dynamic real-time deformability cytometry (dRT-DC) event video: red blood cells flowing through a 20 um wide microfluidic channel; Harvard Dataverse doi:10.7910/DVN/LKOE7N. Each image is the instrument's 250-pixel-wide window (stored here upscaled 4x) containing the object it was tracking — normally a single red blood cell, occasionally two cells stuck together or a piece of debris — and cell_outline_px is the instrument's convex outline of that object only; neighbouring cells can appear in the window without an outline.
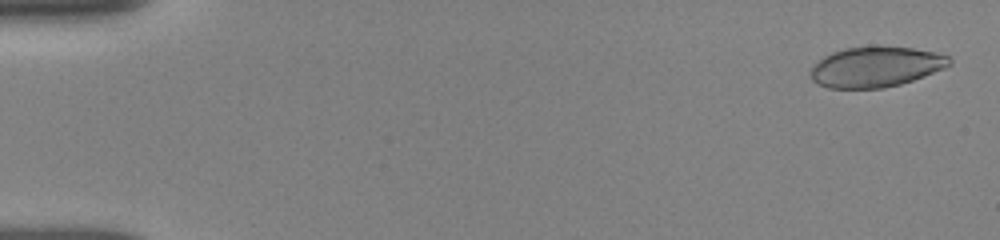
{"species": "human", "species_latin": "Homo sapiens", "temperature_condition": "room temperature", "stored_images_in_passage": 52, "camera_frame_rate_fps": 3000, "um_per_image_px": 0.085, "donor": {"sex": "female"}, "frame": {"image": 1, "passage_image": 2, "time_ms": 0.333, "image_size_px": [1000, 240], "cell_outline_px": [[952, 64], [944, 68], [924, 76], [900, 84], [884, 88], [828, 88], [816, 84], [812, 80], [808, 72], [824, 56], [832, 52], [844, 48], [912, 48], [932, 52], [948, 56], [952, 60]], "centroid_in_image_um": [74.41, 5.72], "position_along_channel_um": 10.6, "area_um2": 32.08}}
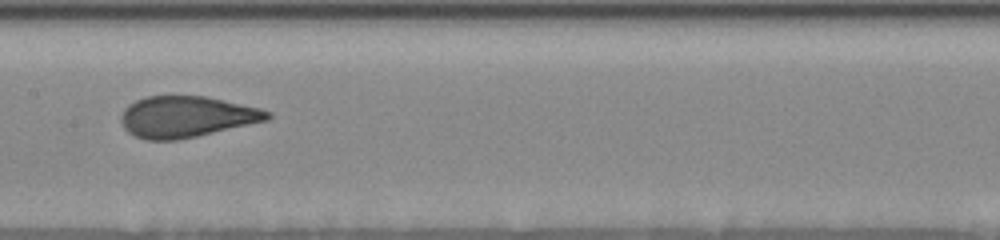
{"frame": {"image": 2, "passage_image": 27, "time_ms": 8.667, "image_size_px": [1000, 240], "cell_outline_px": [[272, 116], [268, 120], [196, 136], [176, 140], [144, 140], [128, 132], [124, 128], [120, 120], [120, 116], [124, 108], [128, 104], [136, 100], [148, 96], [204, 96], [260, 108], [272, 112]], "centroid_in_image_um": [15.82, 9.92], "position_along_channel_um": 191.6, "area_um2": 35.03}}
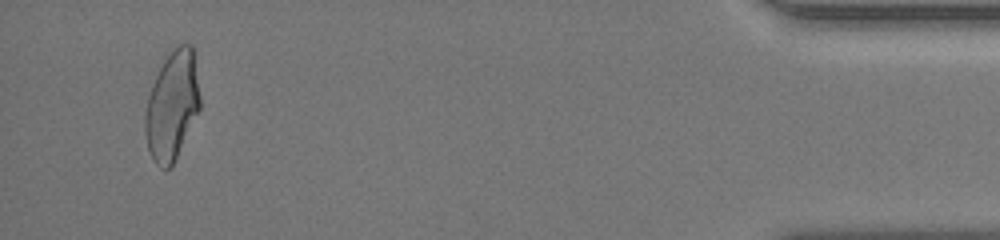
{"frame": {"image": 3, "passage_image": 50, "time_ms": 16.333, "image_size_px": [1000, 240], "cell_outline_px": [[200, 108], [172, 164], [168, 168], [160, 168], [152, 160], [148, 148], [144, 132], [144, 116], [148, 96], [152, 84], [164, 60], [172, 48], [180, 44], [192, 44], [196, 52], [200, 96]], "centroid_in_image_um": [14.64, 8.91], "position_along_channel_um": 420.6, "area_um2": 34.97}, "authors_computed_cell_mechanics": {"area_um2": 34.5066, "velocity_mm_per_s": 3.8738, "shape_relaxation_time_tau1_ms": 4.7144, "shape_relaxation_time_tau2_ms": null, "deformation_change_tau1": 0.1583, "deformation_change_tau2": null}}